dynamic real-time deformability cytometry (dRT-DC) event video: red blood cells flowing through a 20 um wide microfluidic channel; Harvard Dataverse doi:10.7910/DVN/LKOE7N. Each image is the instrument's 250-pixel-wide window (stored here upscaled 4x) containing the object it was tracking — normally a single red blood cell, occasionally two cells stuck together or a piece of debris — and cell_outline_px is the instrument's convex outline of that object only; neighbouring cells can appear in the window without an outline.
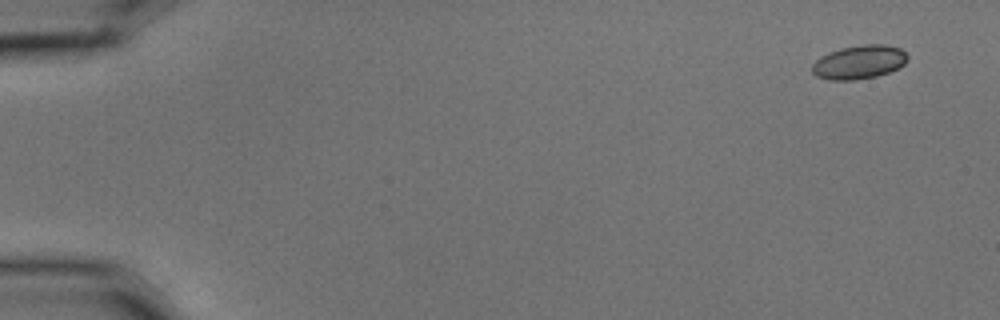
{"species": "common noctule bat (a hibernating species)", "species_latin": "Nyctalus noctula", "temperature_condition": "cold", "stored_images_in_passage": 5, "camera_frame_rate_fps": 3000, "um_per_image_px": 0.085, "animal": {"sex": "male", "body_mass_g": 15.6}, "frame": {"image": 1, "passage_image": 1, "time_ms": 0.0, "image_size_px": [1000, 320], "cell_outline_px": [[908, 60], [900, 68], [876, 76], [856, 80], [828, 80], [816, 76], [812, 72], [812, 64], [820, 56], [828, 52], [840, 48], [864, 44], [884, 44], [900, 48], [908, 56]], "centroid_in_image_um": [73.01, 5.28], "position_along_channel_um": 12.0, "area_um2": 18.96}}
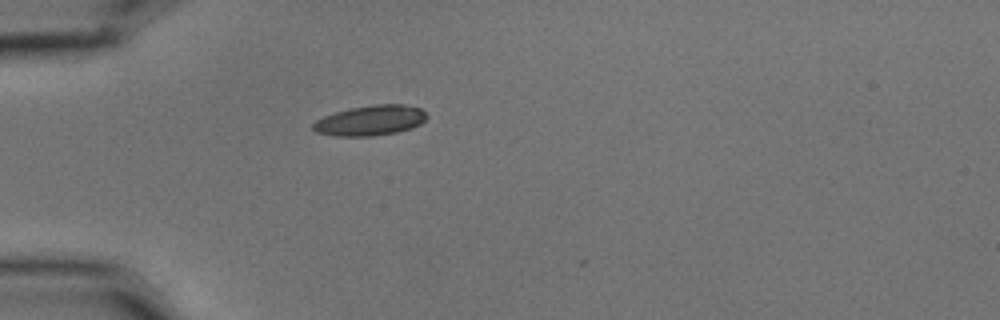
{"frame": {"image": 2, "passage_image": 3, "time_ms": 0.667, "image_size_px": [1000, 320], "cell_outline_px": [[428, 116], [420, 124], [412, 128], [396, 132], [372, 136], [336, 136], [316, 132], [312, 128], [312, 124], [316, 120], [324, 116], [348, 108], [376, 104], [404, 104], [420, 108]], "centroid_in_image_um": [31.47, 10.23], "position_along_channel_um": 53.5, "area_um2": 20.0}}